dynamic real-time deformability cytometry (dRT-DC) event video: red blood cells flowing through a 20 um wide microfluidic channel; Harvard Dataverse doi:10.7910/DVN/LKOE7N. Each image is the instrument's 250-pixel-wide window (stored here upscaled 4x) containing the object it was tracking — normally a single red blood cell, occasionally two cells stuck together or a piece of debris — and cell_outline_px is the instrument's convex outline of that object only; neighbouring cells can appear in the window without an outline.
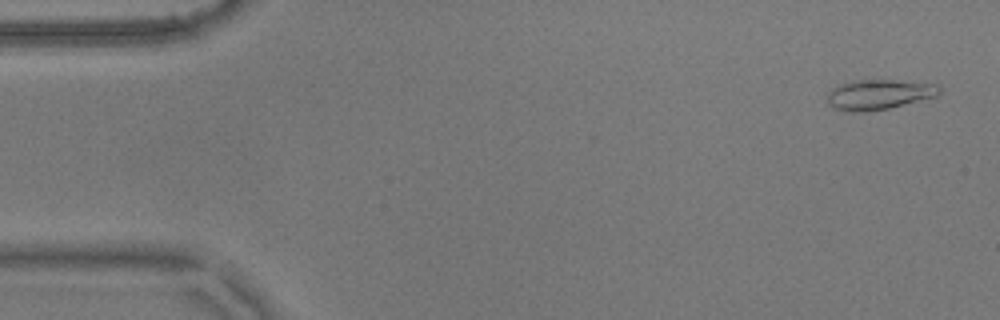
{"species": "common noctule bat (a hibernating species)", "species_latin": "Nyctalus noctula", "temperature_condition": "warm", "stored_images_in_passage": 55, "camera_frame_rate_fps": 3000, "um_per_image_px": 0.085, "animal": {"sex": "male", "body_mass_g": 17.9}, "frame": {"image": 1, "passage_image": 2, "time_ms": 0.333, "image_size_px": [1000, 320], "cell_outline_px": [[940, 92], [936, 96], [888, 108], [864, 112], [848, 112], [832, 108], [828, 104], [828, 92], [832, 88], [840, 84], [852, 80], [892, 80], [936, 84], [940, 88]], "centroid_in_image_um": [74.64, 8.04], "position_along_channel_um": 10.4, "area_um2": 19.54}}
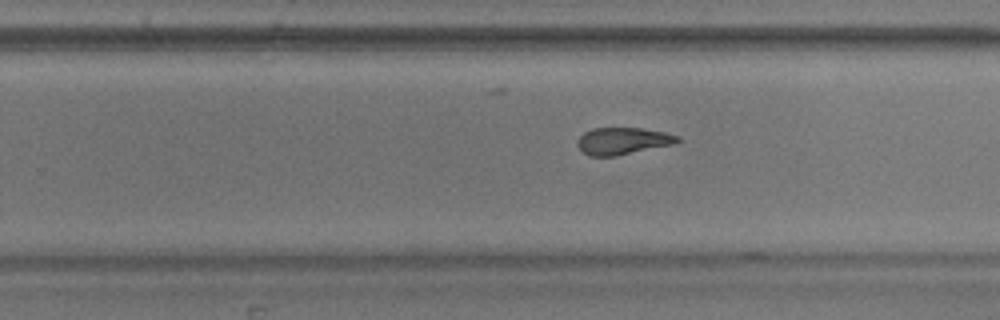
{"frame": {"image": 2, "passage_image": 34, "time_ms": 11.0, "image_size_px": [1000, 320], "cell_outline_px": [[680, 140], [676, 144], [616, 156], [588, 156], [576, 144], [576, 140], [584, 132], [592, 128], [640, 128], [664, 132], [680, 136]], "centroid_in_image_um": [52.94, 11.98], "position_along_channel_um": 276.9, "area_um2": 15.9}}
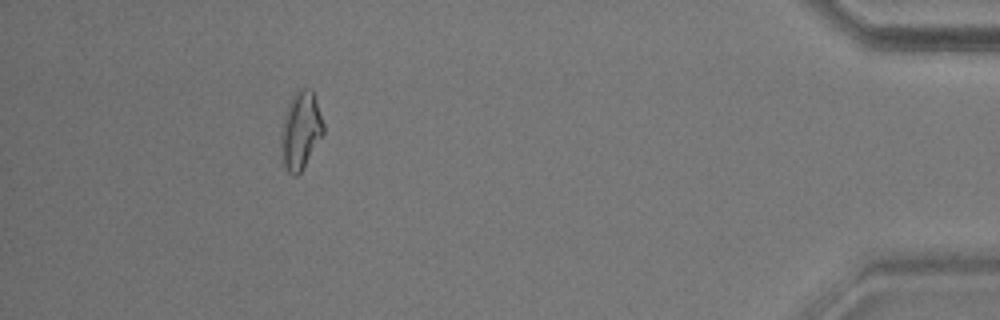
{"frame": {"image": 3, "passage_image": 50, "time_ms": 16.333, "image_size_px": [1000, 320], "cell_outline_px": [[324, 132], [304, 168], [296, 176], [292, 176], [288, 172], [280, 160], [280, 132], [284, 116], [288, 104], [296, 88], [312, 88], [316, 96], [324, 124]], "centroid_in_image_um": [25.54, 11.08], "position_along_channel_um": 409.7, "area_um2": 19.83}, "authors_computed_cell_mechanics": {"area_um2": 17.2822, "velocity_mm_per_s": 3.594, "shape_relaxation_time_tau1_ms": 11.3314, "shape_relaxation_time_tau2_ms": 3.9838, "deformation_change_tau1": 0.2457, "deformation_change_tau2": 0.1278}}